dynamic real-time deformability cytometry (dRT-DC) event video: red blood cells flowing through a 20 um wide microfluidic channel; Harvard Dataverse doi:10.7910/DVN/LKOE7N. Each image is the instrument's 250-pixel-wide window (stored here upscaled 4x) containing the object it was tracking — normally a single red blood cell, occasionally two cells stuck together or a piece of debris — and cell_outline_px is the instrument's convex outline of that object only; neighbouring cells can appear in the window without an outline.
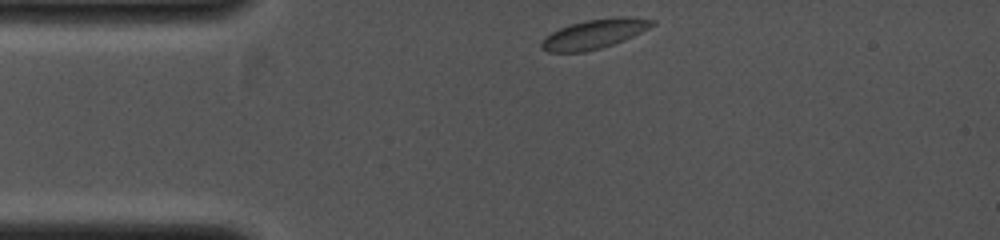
{"species": "common noctule bat (a hibernating species)", "species_latin": "Nyctalus noctula", "temperature_condition": "cold", "stored_images_in_passage": 30, "camera_frame_rate_fps": 4000, "um_per_image_px": 0.085, "animal": {"sex": "female", "body_mass_g": 19.0, "forearm_length_mm": 53.3}, "frame": {"image": 1, "passage_image": 1, "time_ms": 0.0, "image_size_px": [1000, 240], "cell_outline_px": [[656, 24], [624, 40], [600, 48], [584, 52], [548, 52], [540, 48], [540, 44], [552, 32], [560, 28], [584, 20], [624, 16], [632, 16], [656, 20]], "centroid_in_image_um": [50.55, 2.88], "position_along_channel_um": 34.5, "area_um2": 18.79}}
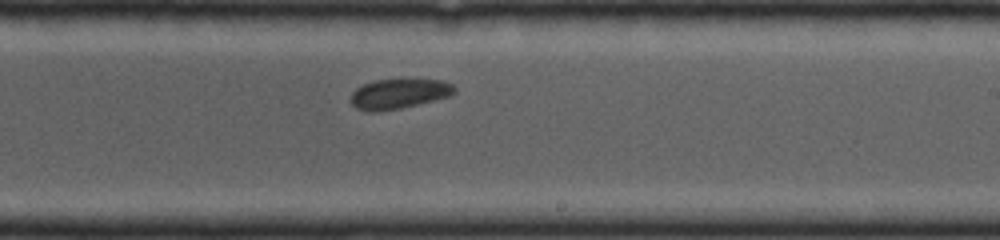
{"frame": {"image": 2, "passage_image": 18, "time_ms": 4.25, "image_size_px": [1000, 240], "cell_outline_px": [[456, 92], [452, 96], [400, 108], [380, 112], [368, 112], [356, 108], [352, 104], [352, 92], [356, 88], [364, 84], [376, 80], [444, 80], [452, 84], [456, 88]], "centroid_in_image_um": [33.93, 7.98], "position_along_channel_um": 255.1, "area_um2": 18.03}}
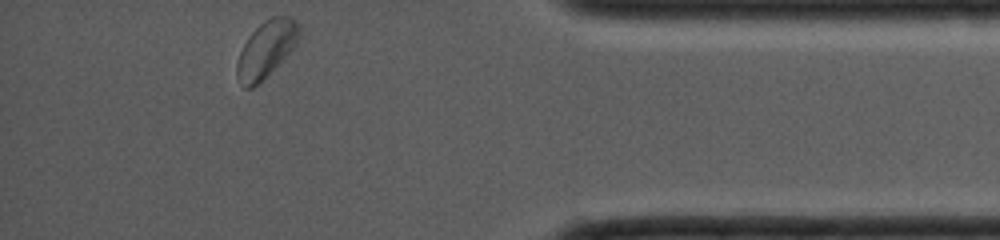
{"frame": {"image": 3, "passage_image": 30, "time_ms": 7.25, "image_size_px": [1000, 240], "cell_outline_px": [[300, 36], [296, 44], [252, 88], [244, 88], [236, 76], [236, 64], [240, 52], [248, 36], [264, 20], [272, 16], [288, 16], [296, 20], [300, 24]], "centroid_in_image_um": [22.62, 4.12], "position_along_channel_um": 412.6, "area_um2": 19.94}}